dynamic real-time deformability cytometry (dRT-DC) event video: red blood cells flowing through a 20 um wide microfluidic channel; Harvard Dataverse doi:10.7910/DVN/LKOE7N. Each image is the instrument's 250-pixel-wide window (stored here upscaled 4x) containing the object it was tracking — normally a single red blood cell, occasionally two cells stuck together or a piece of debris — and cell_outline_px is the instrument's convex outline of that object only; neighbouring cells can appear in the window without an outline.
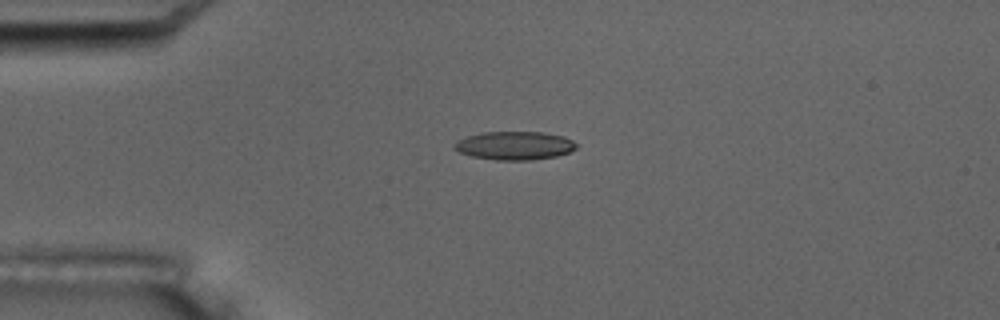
{"species": "common noctule bat (a hibernating species)", "species_latin": "Nyctalus noctula", "temperature_condition": "room temperature", "stored_images_in_passage": 4, "camera_frame_rate_fps": 3000, "um_per_image_px": 0.085, "animal": {"sex": "male", "body_mass_g": 17.5, "forearm_length_mm": 52.3}, "frame": {"image": 1, "passage_image": 4, "time_ms": 3.667, "image_size_px": [1000, 320], "cell_outline_px": [[580, 144], [576, 148], [568, 152], [556, 156], [532, 160], [496, 160], [472, 156], [460, 152], [452, 148], [452, 144], [456, 140], [468, 136], [484, 132], [544, 132], [564, 136]], "centroid_in_image_um": [43.74, 12.37], "position_along_channel_um": 41.3, "area_um2": 20.35}}